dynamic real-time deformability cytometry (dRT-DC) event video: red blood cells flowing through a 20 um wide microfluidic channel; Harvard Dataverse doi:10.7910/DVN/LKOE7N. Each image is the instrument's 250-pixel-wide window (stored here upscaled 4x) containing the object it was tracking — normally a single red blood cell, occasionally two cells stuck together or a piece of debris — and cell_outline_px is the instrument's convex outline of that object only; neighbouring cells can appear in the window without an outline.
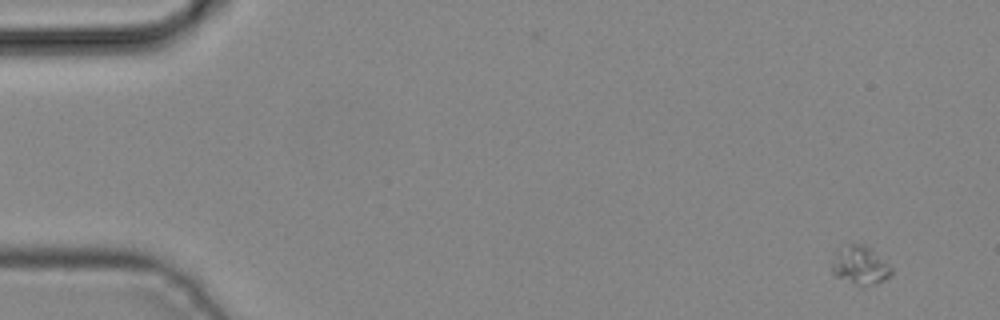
{"species": "common noctule bat (a hibernating species)", "species_latin": "Nyctalus noctula", "temperature_condition": "cold", "stored_images_in_passage": 5, "camera_frame_rate_fps": 3000, "um_per_image_px": 0.085, "animal": {"sex": "male", "body_mass_g": 19.2, "forearm_length_mm": 51.8}, "frame": {"image": 1, "passage_image": 5, "time_ms": 1.333, "image_size_px": [1000, 320], "cell_outline_px": [[892, 272], [884, 280], [872, 284], [856, 284], [836, 276], [832, 272], [832, 264], [836, 252], [848, 244], [864, 244], [872, 248], [892, 268]], "centroid_in_image_um": [73.12, 22.52], "position_along_channel_um": 11.9, "area_um2": 12.95}}